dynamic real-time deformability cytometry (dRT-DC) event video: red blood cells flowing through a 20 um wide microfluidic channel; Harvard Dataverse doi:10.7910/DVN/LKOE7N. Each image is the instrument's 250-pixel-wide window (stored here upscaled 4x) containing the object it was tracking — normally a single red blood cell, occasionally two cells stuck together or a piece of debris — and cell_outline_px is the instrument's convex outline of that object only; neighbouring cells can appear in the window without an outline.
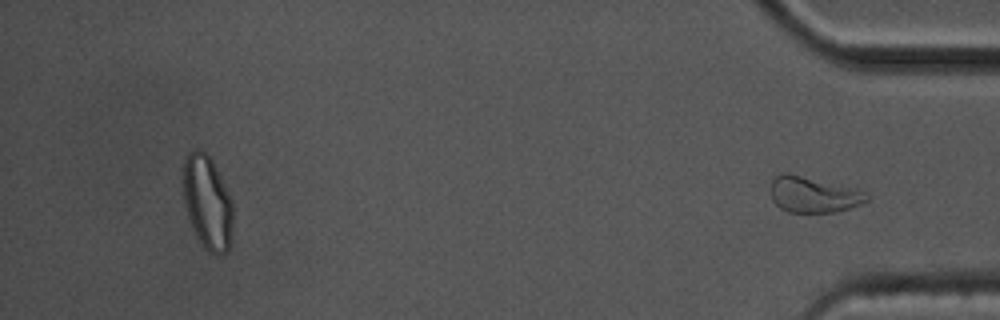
{"species": "common noctule bat (a hibernating species)", "species_latin": "Nyctalus noctula", "temperature_condition": "cold", "stored_images_in_passage": 50, "segment_of_instrument_passage": [2, 2], "camera_frame_rate_fps": 3000, "um_per_image_px": 0.085, "animal": {"sex": "male", "body_mass_g": 17.5, "forearm_length_mm": 52.3}, "frame": {"image": 1, "passage_image": 50, "time_ms": 16.333, "image_size_px": [1000, 320], "cell_outline_px": [[868, 200], [860, 204], [836, 212], [788, 212], [780, 208], [772, 200], [772, 180], [780, 172], [788, 172], [868, 192]], "centroid_in_image_um": [69.12, 16.54], "position_along_channel_um": 366.1, "area_um2": 19.88}}